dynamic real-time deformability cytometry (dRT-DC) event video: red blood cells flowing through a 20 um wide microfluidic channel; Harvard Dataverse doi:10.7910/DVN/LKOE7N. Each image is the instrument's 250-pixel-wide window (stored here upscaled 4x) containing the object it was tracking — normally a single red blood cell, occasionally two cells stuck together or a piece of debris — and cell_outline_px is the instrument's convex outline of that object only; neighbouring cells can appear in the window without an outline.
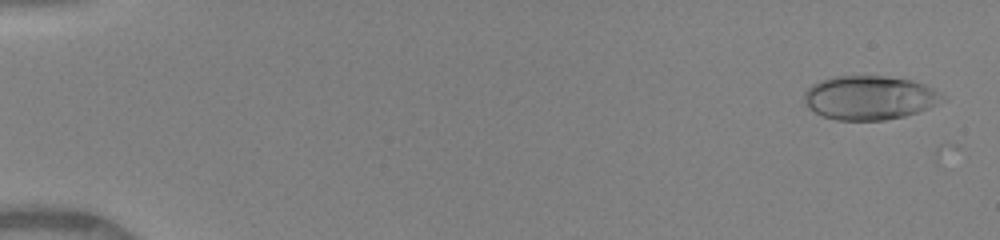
{"species": "human", "species_latin": "Homo sapiens", "temperature_condition": "warm", "stored_images_in_passage": 4, "camera_frame_rate_fps": 3000, "um_per_image_px": 0.085, "donor": {"sex": "female"}, "frame": {"image": 1, "passage_image": 2, "time_ms": 0.333, "image_size_px": [1000, 240], "cell_outline_px": [[948, 100], [928, 108], [904, 116], [884, 120], [836, 120], [824, 116], [808, 108], [804, 100], [804, 92], [812, 84], [820, 80], [832, 76], [884, 76], [912, 80], [924, 84], [940, 92]], "centroid_in_image_um": [73.92, 8.3], "position_along_channel_um": 11.1, "area_um2": 35.55}}